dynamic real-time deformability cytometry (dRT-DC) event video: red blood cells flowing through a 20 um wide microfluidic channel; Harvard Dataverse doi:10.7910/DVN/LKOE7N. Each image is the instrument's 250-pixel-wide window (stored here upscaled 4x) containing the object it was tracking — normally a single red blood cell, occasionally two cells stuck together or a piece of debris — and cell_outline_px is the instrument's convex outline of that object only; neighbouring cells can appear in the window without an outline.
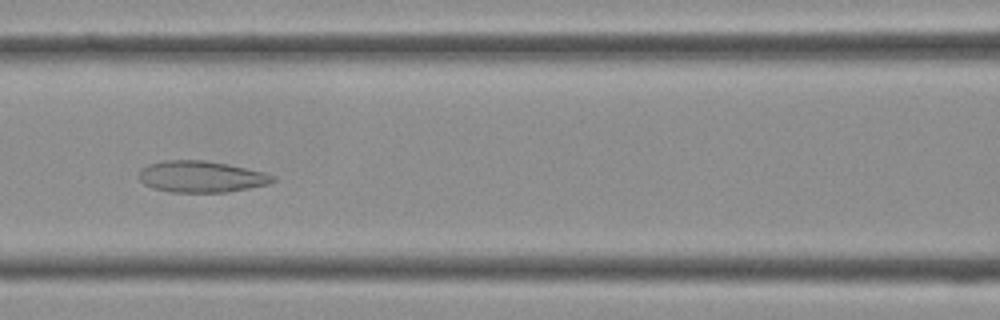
{"species": "Egyptian fruit bat (a non-hibernating species)", "species_latin": "Rousettus aegyptiacus", "temperature_condition": "cold", "stored_images_in_passage": 41, "camera_frame_rate_fps": 3000, "um_per_image_px": 0.085, "frame": {"image": 1, "passage_image": 18, "time_ms": 5.667, "image_size_px": [1000, 320], "cell_outline_px": [[276, 180], [268, 184], [228, 192], [168, 192], [152, 188], [144, 184], [140, 180], [140, 168], [148, 164], [164, 160], [204, 160], [228, 164], [264, 172], [276, 176]], "centroid_in_image_um": [17.1, 15.01], "position_along_channel_um": 149.5, "area_um2": 24.62}}
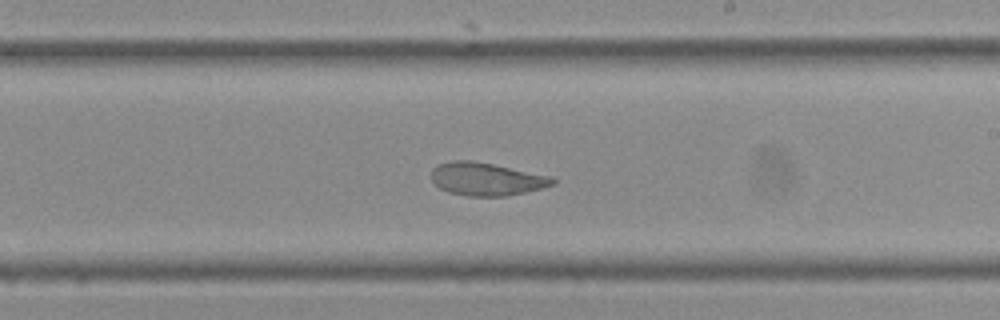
{"frame": {"image": 2, "passage_image": 24, "time_ms": 7.667, "image_size_px": [1000, 320], "cell_outline_px": [[556, 184], [524, 192], [504, 196], [468, 196], [448, 192], [440, 188], [432, 180], [432, 168], [436, 164], [456, 160], [472, 160], [552, 176], [556, 180]], "centroid_in_image_um": [41.34, 15.21], "position_along_channel_um": 247.7, "area_um2": 23.18}}
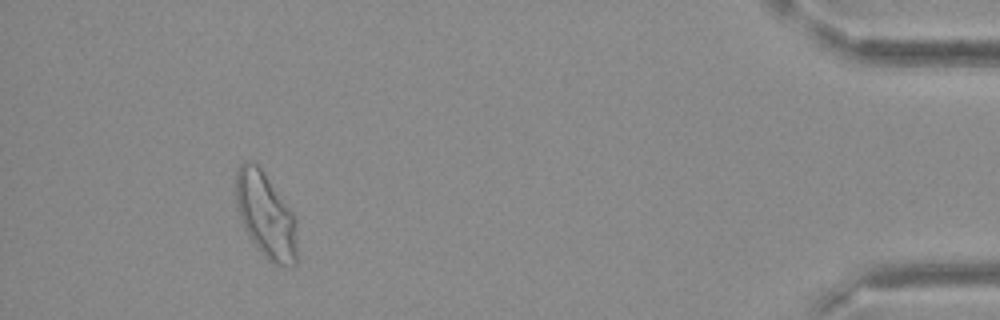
{"frame": {"image": 3, "passage_image": 38, "time_ms": 12.333, "image_size_px": [1000, 320], "cell_outline_px": [[296, 264], [272, 264], [264, 256], [252, 240], [236, 208], [236, 172], [240, 164], [248, 160], [252, 160], [260, 168], [292, 212], [296, 224]], "centroid_in_image_um": [22.57, 18.28], "position_along_channel_um": 412.6, "area_um2": 29.65}}